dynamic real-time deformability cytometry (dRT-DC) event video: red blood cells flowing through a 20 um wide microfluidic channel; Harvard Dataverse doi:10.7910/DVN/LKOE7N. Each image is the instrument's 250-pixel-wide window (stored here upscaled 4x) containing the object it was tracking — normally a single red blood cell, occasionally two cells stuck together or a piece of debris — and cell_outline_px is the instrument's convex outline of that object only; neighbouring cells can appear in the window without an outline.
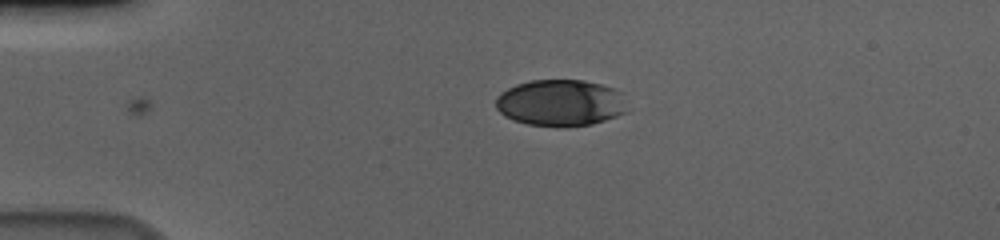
{"species": "human", "species_latin": "Homo sapiens", "temperature_condition": "cold", "stored_images_in_passage": 35, "camera_frame_rate_fps": 3000, "um_per_image_px": 0.085, "donor": {"sex": "male"}, "frame": {"image": 1, "passage_image": 1, "time_ms": 0.0, "image_size_px": [1000, 240], "cell_outline_px": [[624, 112], [616, 116], [592, 124], [560, 128], [528, 124], [512, 120], [504, 116], [496, 108], [496, 96], [500, 92], [516, 84], [532, 80], [584, 80], [600, 84], [612, 88], [620, 92]], "centroid_in_image_um": [47.55, 8.75], "position_along_channel_um": 37.4, "area_um2": 35.55}}
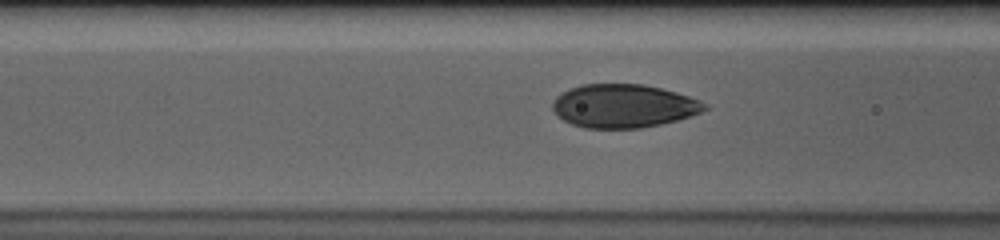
{"frame": {"image": 2, "passage_image": 11, "time_ms": 3.333, "image_size_px": [1000, 240], "cell_outline_px": [[708, 108], [700, 112], [676, 120], [660, 124], [640, 128], [584, 128], [572, 124], [556, 116], [552, 108], [552, 104], [556, 96], [580, 84], [644, 84], [676, 92], [700, 100], [708, 104]], "centroid_in_image_um": [52.98, 9.0], "position_along_channel_um": 113.6, "area_um2": 38.38}}
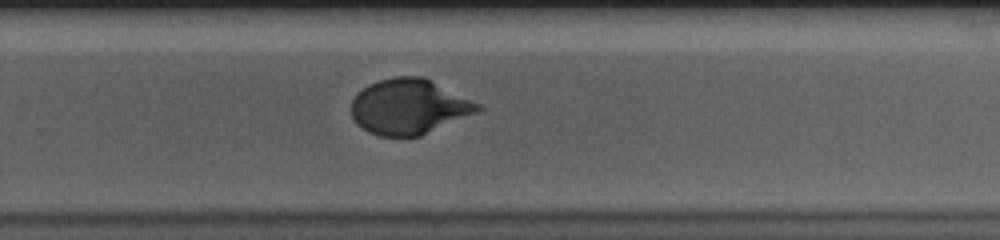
{"frame": {"image": 3, "passage_image": 26, "time_ms": 8.333, "image_size_px": [1000, 240], "cell_outline_px": [[484, 108], [476, 112], [420, 136], [380, 136], [368, 132], [356, 124], [352, 120], [352, 100], [356, 92], [368, 84], [380, 80], [396, 76], [424, 76], [480, 104]], "centroid_in_image_um": [34.73, 9.06], "position_along_channel_um": 295.1, "area_um2": 40.69}}